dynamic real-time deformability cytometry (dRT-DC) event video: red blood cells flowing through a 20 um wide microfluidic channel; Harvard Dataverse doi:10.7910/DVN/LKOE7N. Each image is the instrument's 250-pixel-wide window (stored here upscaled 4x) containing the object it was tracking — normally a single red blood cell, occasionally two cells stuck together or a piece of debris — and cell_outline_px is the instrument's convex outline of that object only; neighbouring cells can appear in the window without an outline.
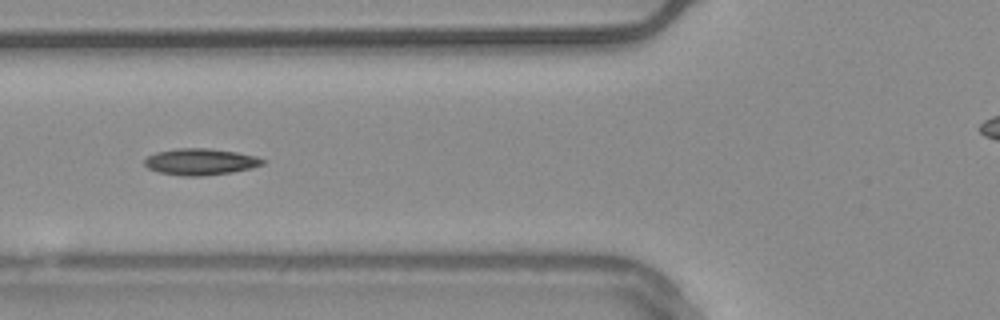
{"species": "common noctule bat (a hibernating species)", "species_latin": "Nyctalus noctula", "temperature_condition": "warm", "stored_images_in_passage": 41, "camera_frame_rate_fps": 3000, "um_per_image_px": 0.085, "animal": {"sex": "male", "body_mass_g": 20.4}, "frame": {"image": 1, "passage_image": 7, "time_ms": 2.0, "image_size_px": [1000, 320], "cell_outline_px": [[268, 160], [264, 164], [252, 168], [232, 172], [204, 176], [180, 176], [156, 172], [148, 168], [144, 164], [144, 160], [148, 156], [156, 152], [176, 148], [208, 148], [236, 152], [256, 156]], "centroid_in_image_um": [17.04, 13.75], "position_along_channel_um": 108.8, "area_um2": 18.5}, "authors_computed_cell_mechanics": {"area_um2": 17.2244, "velocity_mm_per_s": 3.7611, "shape_relaxation_time_tau1_ms": null, "shape_relaxation_time_tau2_ms": 3.1035, "deformation_change_tau1": null, "deformation_change_tau2": 0.0853}}